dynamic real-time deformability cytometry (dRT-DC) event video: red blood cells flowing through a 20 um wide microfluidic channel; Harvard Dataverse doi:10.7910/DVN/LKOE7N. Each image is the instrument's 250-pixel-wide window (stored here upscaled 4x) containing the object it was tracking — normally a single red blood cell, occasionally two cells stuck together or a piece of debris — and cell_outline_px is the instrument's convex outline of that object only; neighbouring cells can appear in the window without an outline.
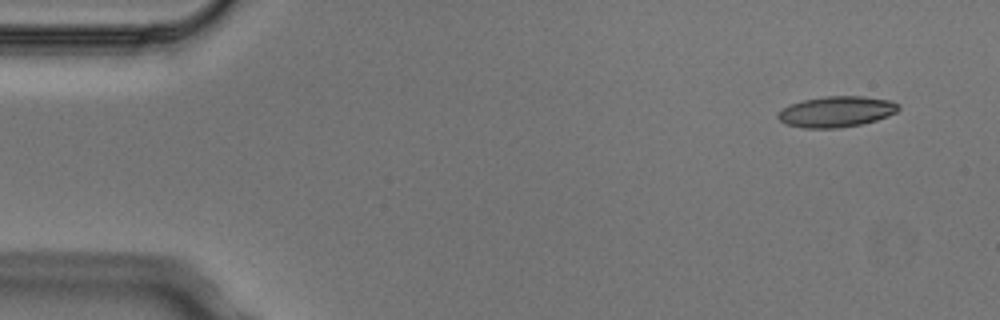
{"species": "Egyptian fruit bat (a non-hibernating species)", "species_latin": "Rousettus aegyptiacus", "temperature_condition": "cold", "stored_images_in_passage": 5, "segment_of_instrument_passage": [1, 2], "camera_frame_rate_fps": 3000, "um_per_image_px": 0.085, "animal": {"sex": "male"}, "frame": {"image": 1, "passage_image": 1, "time_ms": 0.0, "image_size_px": [1000, 320], "cell_outline_px": [[900, 108], [896, 112], [888, 116], [876, 120], [860, 124], [840, 128], [804, 128], [784, 124], [776, 116], [788, 104], [804, 100], [824, 96], [864, 96], [892, 100], [900, 104]], "centroid_in_image_um": [71.11, 9.48], "position_along_channel_um": 13.9, "area_um2": 21.79}}
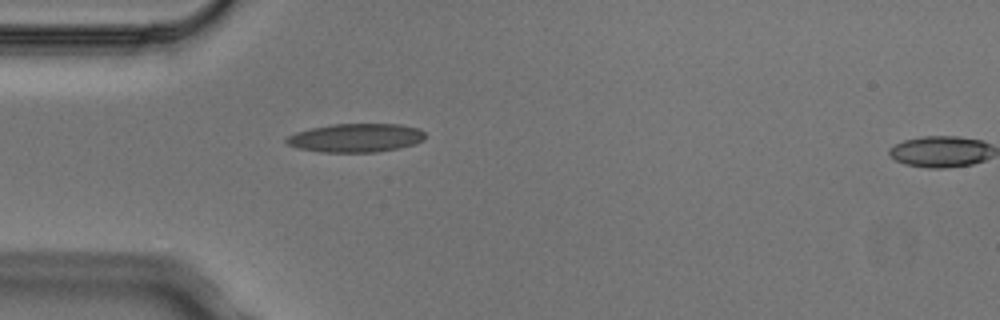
{"frame": {"image": 2, "passage_image": 4, "time_ms": 1.0, "image_size_px": [1000, 320], "cell_outline_px": [[424, 140], [416, 144], [400, 148], [376, 152], [320, 152], [296, 148], [288, 144], [284, 140], [288, 136], [296, 132], [312, 128], [332, 124], [400, 124], [420, 128], [424, 132]], "centroid_in_image_um": [30.27, 11.72], "position_along_channel_um": 54.7, "area_um2": 23.29}}